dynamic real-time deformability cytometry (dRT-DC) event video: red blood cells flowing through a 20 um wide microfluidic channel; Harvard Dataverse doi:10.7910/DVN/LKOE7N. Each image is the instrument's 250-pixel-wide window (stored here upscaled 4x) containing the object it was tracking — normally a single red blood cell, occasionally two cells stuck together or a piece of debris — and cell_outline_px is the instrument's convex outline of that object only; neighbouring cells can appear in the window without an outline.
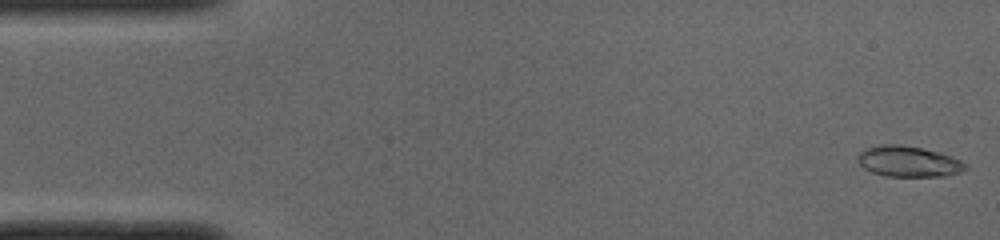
{"species": "common noctule bat (a hibernating species)", "species_latin": "Nyctalus noctula", "temperature_condition": "cold", "stored_images_in_passage": 50, "camera_frame_rate_fps": 3000, "um_per_image_px": 0.085, "animal": {"sex": "male", "body_mass_g": 19.0, "forearm_length_mm": 50.8}, "frame": {"image": 1, "passage_image": 1, "time_ms": 0.0, "image_size_px": [1000, 240], "cell_outline_px": [[968, 168], [960, 172], [944, 176], [884, 176], [872, 172], [864, 168], [856, 160], [856, 156], [860, 152], [868, 148], [884, 144], [900, 144], [920, 148], [952, 156], [968, 164]], "centroid_in_image_um": [77.22, 13.73], "position_along_channel_um": 7.8, "area_um2": 19.25}}
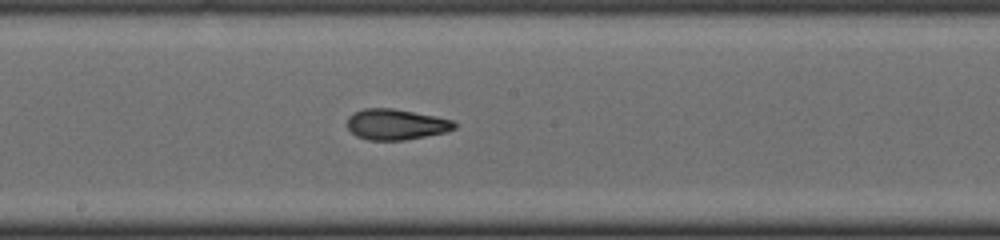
{"frame": {"image": 2, "passage_image": 26, "time_ms": 8.333, "image_size_px": [1000, 240], "cell_outline_px": [[456, 128], [444, 132], [404, 140], [368, 140], [356, 136], [348, 128], [348, 116], [352, 112], [364, 108], [392, 108], [452, 120], [456, 124]], "centroid_in_image_um": [33.6, 10.57], "position_along_channel_um": 214.6, "area_um2": 18.96}}
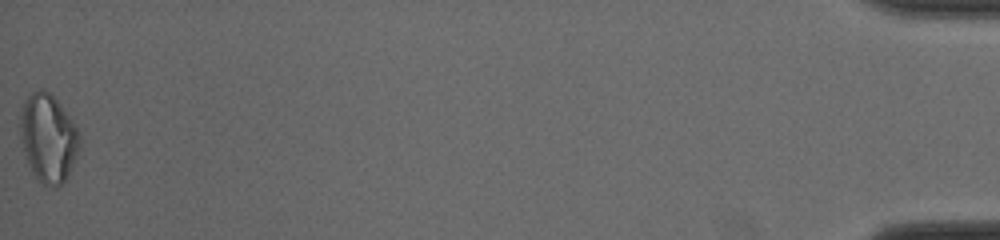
{"frame": {"image": 3, "passage_image": 50, "time_ms": 16.333, "image_size_px": [1000, 240], "cell_outline_px": [[80, 144], [68, 172], [64, 180], [56, 188], [52, 188], [44, 184], [36, 176], [28, 164], [20, 132], [20, 116], [24, 100], [32, 92], [40, 88], [44, 88], [60, 104], [72, 120], [80, 136]], "centroid_in_image_um": [4.08, 11.69], "position_along_channel_um": 431.1, "area_um2": 29.77}, "authors_computed_cell_mechanics": {"area_um2": 19.2474, "velocity_mm_per_s": 3.991, "shape_relaxation_time_tau1_ms": 4.8422, "shape_relaxation_time_tau2_ms": 2.4953, "deformation_change_tau1": 0.2008, "deformation_change_tau2": 0.0845}}